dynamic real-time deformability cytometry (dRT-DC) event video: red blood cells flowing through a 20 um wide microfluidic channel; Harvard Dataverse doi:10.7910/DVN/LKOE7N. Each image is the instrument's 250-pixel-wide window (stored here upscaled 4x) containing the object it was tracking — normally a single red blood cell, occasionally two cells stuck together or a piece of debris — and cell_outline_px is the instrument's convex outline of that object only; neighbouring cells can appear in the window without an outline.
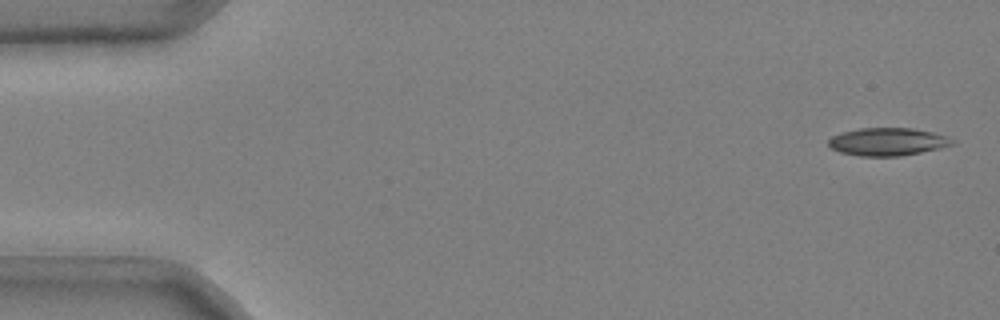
{"species": "common noctule bat (a hibernating species)", "species_latin": "Nyctalus noctula", "temperature_condition": "cold", "stored_images_in_passage": 50, "camera_frame_rate_fps": 3000, "um_per_image_px": 0.085, "animal": {"sex": "male", "body_mass_g": 20.4}, "frame": {"image": 1, "passage_image": 2, "time_ms": 0.333, "image_size_px": [1000, 320], "cell_outline_px": [[956, 144], [940, 148], [900, 156], [860, 156], [840, 152], [832, 148], [828, 144], [828, 140], [832, 136], [840, 132], [860, 128], [912, 128], [932, 132], [948, 136], [956, 140]], "centroid_in_image_um": [75.47, 12.04], "position_along_channel_um": 9.5, "area_um2": 20.17}}
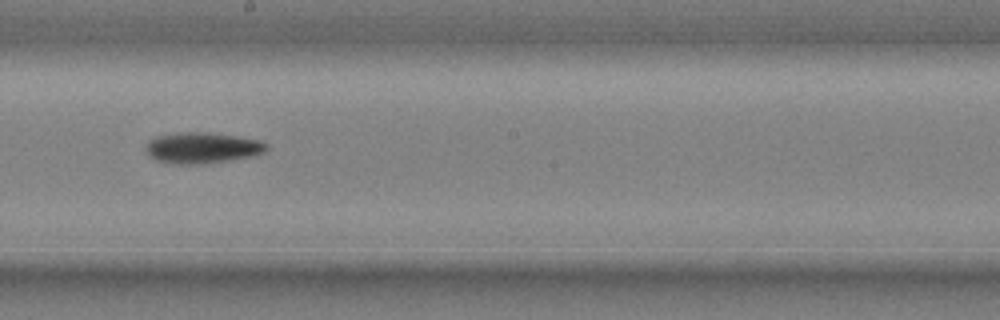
{"frame": {"image": 2, "passage_image": 30, "time_ms": 9.667, "image_size_px": [1000, 320], "cell_outline_px": [[268, 148], [264, 152], [252, 156], [204, 164], [172, 164], [156, 160], [148, 156], [144, 148], [156, 136], [180, 132], [208, 132], [260, 140], [268, 144]], "centroid_in_image_um": [17.17, 12.57], "position_along_channel_um": 231.0, "area_um2": 21.79}}
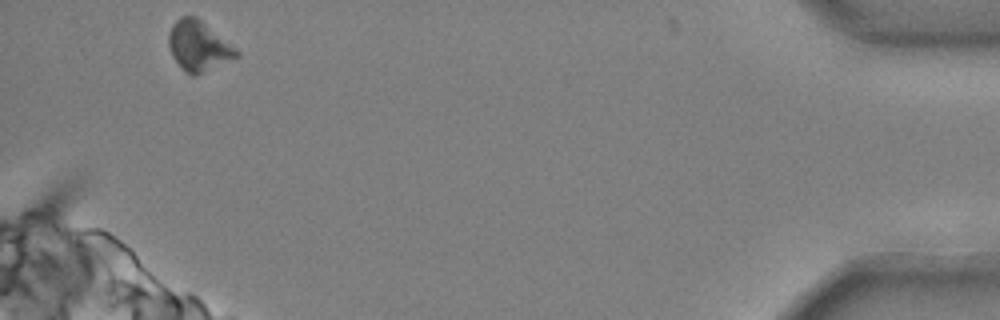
{"frame": {"image": 3, "passage_image": 50, "time_ms": 16.333, "image_size_px": [1000, 320], "cell_outline_px": [[240, 56], [196, 76], [192, 76], [184, 72], [180, 68], [172, 56], [168, 44], [168, 32], [172, 24], [180, 16], [196, 16], [236, 48], [240, 52]], "centroid_in_image_um": [16.85, 3.93], "position_along_channel_um": 418.3, "area_um2": 20.0}, "authors_computed_cell_mechanics": {"area_um2": 20.519, "velocity_mm_per_s": 3.7094, "shape_relaxation_time_tau1_ms": 3.8681, "shape_relaxation_time_tau2_ms": null, "deformation_change_tau1": 0.1251, "deformation_change_tau2": null}}